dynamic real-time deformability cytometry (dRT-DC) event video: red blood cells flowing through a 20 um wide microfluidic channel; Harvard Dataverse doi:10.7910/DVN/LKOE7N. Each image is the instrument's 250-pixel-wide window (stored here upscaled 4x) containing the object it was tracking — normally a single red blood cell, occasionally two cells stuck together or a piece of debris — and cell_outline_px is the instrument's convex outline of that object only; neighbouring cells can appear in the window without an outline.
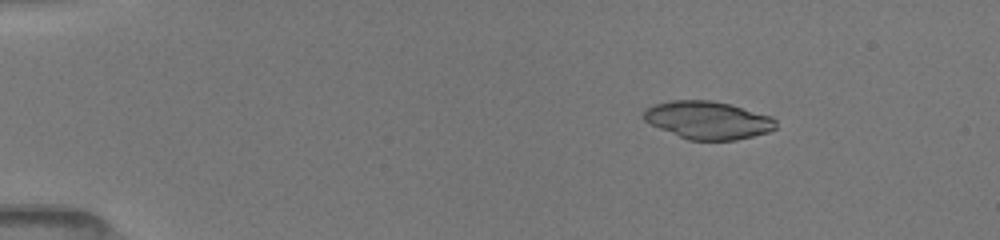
{"species": "common noctule bat (a hibernating species)", "species_latin": "Nyctalus noctula", "temperature_condition": "room temperature", "stored_images_in_passage": 51, "camera_frame_rate_fps": 3000, "um_per_image_px": 0.085, "animal": {"sex": "female", "body_mass_g": 19.5, "forearm_length_mm": 54.1}, "frame": {"image": 1, "passage_image": 8, "time_ms": 2.333, "image_size_px": [1000, 240], "cell_outline_px": [[776, 128], [768, 132], [736, 140], [688, 140], [660, 128], [644, 120], [644, 108], [652, 104], [672, 100], [712, 100], [732, 104], [772, 116], [776, 120]], "centroid_in_image_um": [60.19, 10.19], "position_along_channel_um": 24.8, "area_um2": 29.25}}